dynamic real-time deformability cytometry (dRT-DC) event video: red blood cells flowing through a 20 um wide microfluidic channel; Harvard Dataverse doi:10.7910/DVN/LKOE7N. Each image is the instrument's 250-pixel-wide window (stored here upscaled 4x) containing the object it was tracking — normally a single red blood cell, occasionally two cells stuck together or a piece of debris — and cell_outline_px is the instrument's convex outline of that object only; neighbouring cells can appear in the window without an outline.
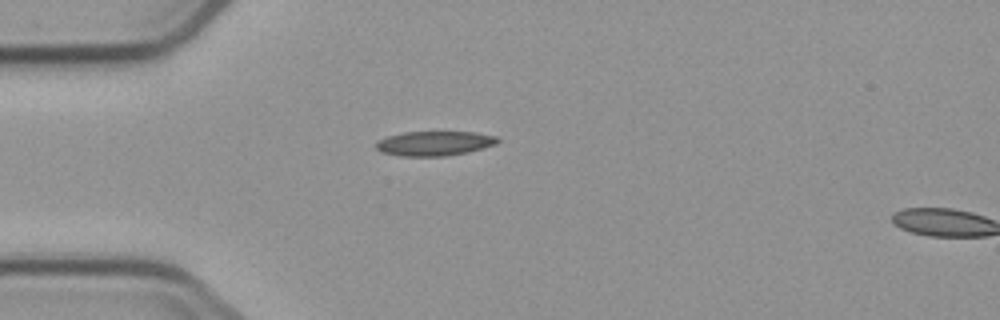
{"species": "common noctule bat (a hibernating species)", "species_latin": "Nyctalus noctula", "temperature_condition": "cold", "stored_images_in_passage": 4, "camera_frame_rate_fps": 3000, "um_per_image_px": 0.085, "animal": {"sex": "male", "body_mass_g": 23.1, "forearm_length_mm": 52.7}, "frame": {"image": 1, "passage_image": 4, "time_ms": 4.667, "image_size_px": [1000, 320], "cell_outline_px": [[500, 140], [496, 144], [484, 148], [468, 152], [444, 156], [400, 156], [380, 152], [376, 148], [376, 140], [388, 136], [404, 132], [476, 132], [496, 136]], "centroid_in_image_um": [36.92, 12.19], "position_along_channel_um": 48.1, "area_um2": 17.51}}